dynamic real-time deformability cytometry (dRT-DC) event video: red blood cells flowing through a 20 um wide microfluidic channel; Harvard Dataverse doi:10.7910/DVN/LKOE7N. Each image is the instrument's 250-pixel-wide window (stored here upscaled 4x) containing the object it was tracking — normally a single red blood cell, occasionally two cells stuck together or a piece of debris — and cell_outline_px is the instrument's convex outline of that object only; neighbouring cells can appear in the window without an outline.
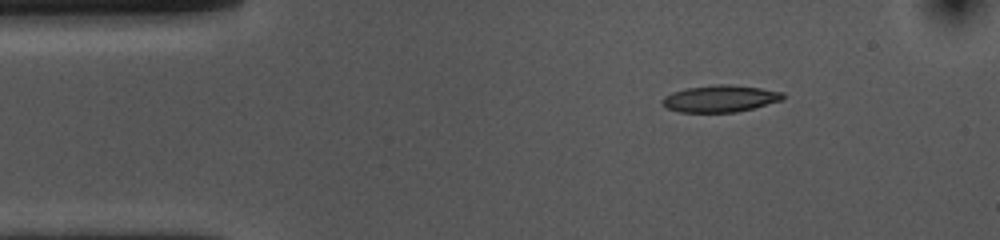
{"species": "common noctule bat (a hibernating species)", "species_latin": "Nyctalus noctula", "temperature_condition": "cold", "stored_images_in_passage": 47, "camera_frame_rate_fps": 3000, "um_per_image_px": 0.085, "animal": {"sex": "female", "body_mass_g": 10.0, "forearm_length_mm": 53.1}, "frame": {"image": 1, "passage_image": 1, "time_ms": 0.0, "image_size_px": [1000, 240], "cell_outline_px": [[784, 100], [736, 112], [680, 112], [668, 108], [660, 104], [660, 100], [664, 96], [672, 92], [688, 88], [716, 84], [728, 84], [760, 88], [784, 92]], "centroid_in_image_um": [61.2, 8.38], "position_along_channel_um": 23.8, "area_um2": 18.9}}
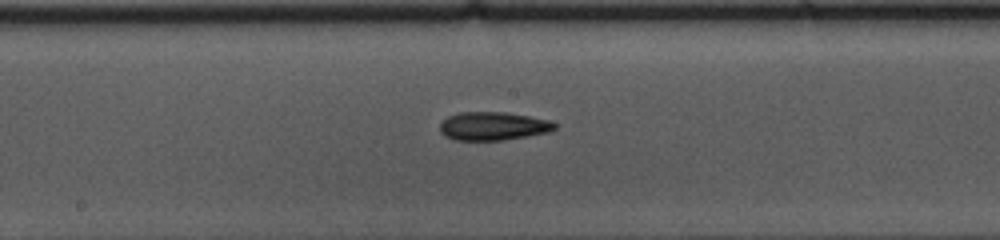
{"frame": {"image": 2, "passage_image": 20, "time_ms": 6.333, "image_size_px": [1000, 240], "cell_outline_px": [[556, 128], [548, 132], [504, 140], [456, 140], [444, 136], [440, 132], [440, 124], [448, 116], [460, 112], [504, 112], [528, 116], [548, 120], [556, 124]], "centroid_in_image_um": [41.88, 10.72], "position_along_channel_um": 206.3, "area_um2": 18.84}}
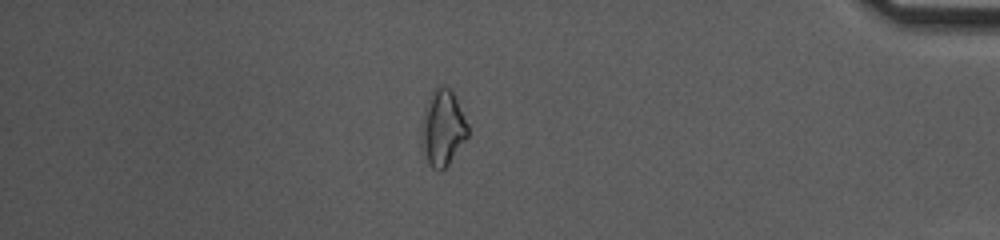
{"frame": {"image": 3, "passage_image": 39, "time_ms": 12.667, "image_size_px": [1000, 240], "cell_outline_px": [[468, 136], [448, 164], [440, 172], [436, 172], [428, 164], [420, 148], [420, 128], [424, 108], [432, 92], [440, 84], [444, 84], [452, 92], [468, 124]], "centroid_in_image_um": [37.57, 10.92], "position_along_channel_um": 397.6, "area_um2": 20.81}, "authors_computed_cell_mechanics": {"area_um2": 19.0162, "velocity_mm_per_s": 3.6898, "shape_relaxation_time_tau1_ms": 6.9785, "shape_relaxation_time_tau2_ms": null, "deformation_change_tau1": 0.1744, "deformation_change_tau2": null}}